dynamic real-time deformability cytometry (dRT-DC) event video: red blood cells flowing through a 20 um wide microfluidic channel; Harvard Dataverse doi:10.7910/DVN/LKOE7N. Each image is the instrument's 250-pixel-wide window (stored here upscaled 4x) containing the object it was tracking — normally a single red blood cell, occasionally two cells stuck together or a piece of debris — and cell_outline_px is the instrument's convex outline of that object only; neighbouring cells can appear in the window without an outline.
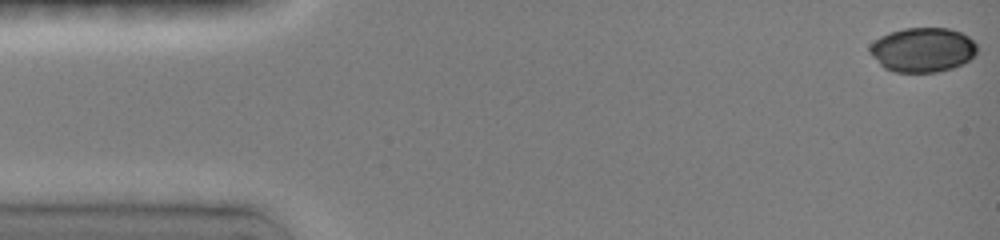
{"species": "common noctule bat (a hibernating species)", "species_latin": "Nyctalus noctula", "temperature_condition": "room temperature", "stored_images_in_passage": 47, "camera_frame_rate_fps": 3000, "um_per_image_px": 0.085, "animal": {"sex": "female", "body_mass_g": 19.0, "forearm_length_mm": 51.5}, "frame": {"image": 1, "passage_image": 1, "time_ms": 0.0, "image_size_px": [1000, 240], "cell_outline_px": [[976, 52], [968, 60], [952, 68], [936, 72], [896, 72], [884, 68], [868, 52], [868, 48], [880, 36], [888, 32], [904, 28], [948, 28], [960, 32], [968, 36], [976, 44]], "centroid_in_image_um": [78.39, 4.22], "position_along_channel_um": 6.6, "area_um2": 27.69}}
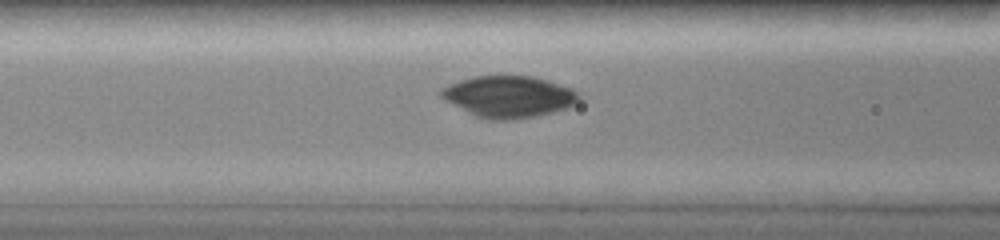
{"frame": {"image": 2, "passage_image": 21, "time_ms": 6.0, "image_size_px": [1000, 240], "cell_outline_px": [[580, 100], [576, 104], [568, 108], [540, 116], [516, 120], [488, 120], [476, 116], [444, 100], [440, 96], [440, 92], [448, 84], [460, 80], [476, 76], [532, 76], [548, 80], [572, 88], [580, 96]], "centroid_in_image_um": [43.28, 8.23], "position_along_channel_um": 123.3, "area_um2": 33.64}}
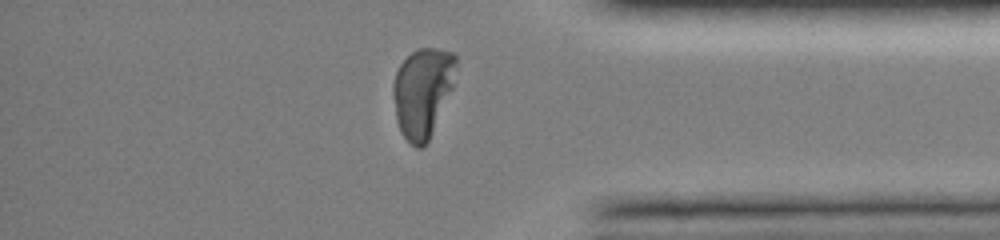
{"frame": {"image": 3, "passage_image": 42, "time_ms": 13.0, "image_size_px": [1000, 240], "cell_outline_px": [[456, 64], [452, 88], [432, 132], [428, 140], [420, 148], [416, 148], [400, 132], [396, 120], [392, 92], [392, 84], [396, 72], [400, 64], [412, 52], [420, 48], [436, 48], [452, 52], [456, 56]], "centroid_in_image_um": [35.89, 7.82], "position_along_channel_um": 399.3, "area_um2": 32.48}}